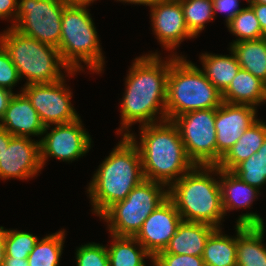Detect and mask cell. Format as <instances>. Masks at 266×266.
<instances>
[{"label":"cell","mask_w":266,"mask_h":266,"mask_svg":"<svg viewBox=\"0 0 266 266\" xmlns=\"http://www.w3.org/2000/svg\"><path fill=\"white\" fill-rule=\"evenodd\" d=\"M189 159L195 165L217 166L215 109L193 110L174 118Z\"/></svg>","instance_id":"obj_9"},{"label":"cell","mask_w":266,"mask_h":266,"mask_svg":"<svg viewBox=\"0 0 266 266\" xmlns=\"http://www.w3.org/2000/svg\"><path fill=\"white\" fill-rule=\"evenodd\" d=\"M215 229L206 223L182 221L168 246L158 253L202 256L205 243Z\"/></svg>","instance_id":"obj_19"},{"label":"cell","mask_w":266,"mask_h":266,"mask_svg":"<svg viewBox=\"0 0 266 266\" xmlns=\"http://www.w3.org/2000/svg\"><path fill=\"white\" fill-rule=\"evenodd\" d=\"M257 112V108L250 105L225 102L215 109L217 165L243 132L258 120Z\"/></svg>","instance_id":"obj_16"},{"label":"cell","mask_w":266,"mask_h":266,"mask_svg":"<svg viewBox=\"0 0 266 266\" xmlns=\"http://www.w3.org/2000/svg\"><path fill=\"white\" fill-rule=\"evenodd\" d=\"M222 101L257 108L266 102V83L240 68L231 84L222 93Z\"/></svg>","instance_id":"obj_21"},{"label":"cell","mask_w":266,"mask_h":266,"mask_svg":"<svg viewBox=\"0 0 266 266\" xmlns=\"http://www.w3.org/2000/svg\"><path fill=\"white\" fill-rule=\"evenodd\" d=\"M153 259L160 266H205L202 256L157 253Z\"/></svg>","instance_id":"obj_34"},{"label":"cell","mask_w":266,"mask_h":266,"mask_svg":"<svg viewBox=\"0 0 266 266\" xmlns=\"http://www.w3.org/2000/svg\"><path fill=\"white\" fill-rule=\"evenodd\" d=\"M264 226L237 224L236 266H266Z\"/></svg>","instance_id":"obj_22"},{"label":"cell","mask_w":266,"mask_h":266,"mask_svg":"<svg viewBox=\"0 0 266 266\" xmlns=\"http://www.w3.org/2000/svg\"><path fill=\"white\" fill-rule=\"evenodd\" d=\"M67 5L63 0H19L12 27L24 35L58 48L63 10Z\"/></svg>","instance_id":"obj_10"},{"label":"cell","mask_w":266,"mask_h":266,"mask_svg":"<svg viewBox=\"0 0 266 266\" xmlns=\"http://www.w3.org/2000/svg\"><path fill=\"white\" fill-rule=\"evenodd\" d=\"M12 135L0 125V159L4 154L5 148L8 147Z\"/></svg>","instance_id":"obj_39"},{"label":"cell","mask_w":266,"mask_h":266,"mask_svg":"<svg viewBox=\"0 0 266 266\" xmlns=\"http://www.w3.org/2000/svg\"><path fill=\"white\" fill-rule=\"evenodd\" d=\"M189 32L197 38L205 24L215 20L212 0H179Z\"/></svg>","instance_id":"obj_29"},{"label":"cell","mask_w":266,"mask_h":266,"mask_svg":"<svg viewBox=\"0 0 266 266\" xmlns=\"http://www.w3.org/2000/svg\"><path fill=\"white\" fill-rule=\"evenodd\" d=\"M13 91L0 87V121L3 119Z\"/></svg>","instance_id":"obj_38"},{"label":"cell","mask_w":266,"mask_h":266,"mask_svg":"<svg viewBox=\"0 0 266 266\" xmlns=\"http://www.w3.org/2000/svg\"><path fill=\"white\" fill-rule=\"evenodd\" d=\"M240 67L266 83V37L230 44Z\"/></svg>","instance_id":"obj_26"},{"label":"cell","mask_w":266,"mask_h":266,"mask_svg":"<svg viewBox=\"0 0 266 266\" xmlns=\"http://www.w3.org/2000/svg\"><path fill=\"white\" fill-rule=\"evenodd\" d=\"M215 175L220 182L222 208L225 216L232 210L250 209L253 201L258 199L260 190L242 181L232 171L219 169L216 166Z\"/></svg>","instance_id":"obj_20"},{"label":"cell","mask_w":266,"mask_h":266,"mask_svg":"<svg viewBox=\"0 0 266 266\" xmlns=\"http://www.w3.org/2000/svg\"><path fill=\"white\" fill-rule=\"evenodd\" d=\"M153 34L165 50H176L185 39L195 38L188 30L179 0H159L150 7Z\"/></svg>","instance_id":"obj_14"},{"label":"cell","mask_w":266,"mask_h":266,"mask_svg":"<svg viewBox=\"0 0 266 266\" xmlns=\"http://www.w3.org/2000/svg\"><path fill=\"white\" fill-rule=\"evenodd\" d=\"M139 127L140 142L136 134L129 133L128 136L139 149L146 180L162 183L169 188L195 166L172 121L164 120Z\"/></svg>","instance_id":"obj_2"},{"label":"cell","mask_w":266,"mask_h":266,"mask_svg":"<svg viewBox=\"0 0 266 266\" xmlns=\"http://www.w3.org/2000/svg\"><path fill=\"white\" fill-rule=\"evenodd\" d=\"M52 126V128L50 125L45 126L43 137L39 139L42 167L46 161L48 162L49 157L72 163V161L83 157L91 149V136L83 128L80 118L70 123ZM48 130L51 131L48 132Z\"/></svg>","instance_id":"obj_12"},{"label":"cell","mask_w":266,"mask_h":266,"mask_svg":"<svg viewBox=\"0 0 266 266\" xmlns=\"http://www.w3.org/2000/svg\"><path fill=\"white\" fill-rule=\"evenodd\" d=\"M231 55L202 53L199 57L203 68L201 71L207 79L223 93L241 68L235 54L229 48Z\"/></svg>","instance_id":"obj_24"},{"label":"cell","mask_w":266,"mask_h":266,"mask_svg":"<svg viewBox=\"0 0 266 266\" xmlns=\"http://www.w3.org/2000/svg\"><path fill=\"white\" fill-rule=\"evenodd\" d=\"M3 266H29L27 259L5 256Z\"/></svg>","instance_id":"obj_41"},{"label":"cell","mask_w":266,"mask_h":266,"mask_svg":"<svg viewBox=\"0 0 266 266\" xmlns=\"http://www.w3.org/2000/svg\"><path fill=\"white\" fill-rule=\"evenodd\" d=\"M76 266H109L107 246L90 242L77 247Z\"/></svg>","instance_id":"obj_32"},{"label":"cell","mask_w":266,"mask_h":266,"mask_svg":"<svg viewBox=\"0 0 266 266\" xmlns=\"http://www.w3.org/2000/svg\"><path fill=\"white\" fill-rule=\"evenodd\" d=\"M167 198V186L144 179L124 200L114 203L100 218L107 223L109 234L135 237L150 213Z\"/></svg>","instance_id":"obj_8"},{"label":"cell","mask_w":266,"mask_h":266,"mask_svg":"<svg viewBox=\"0 0 266 266\" xmlns=\"http://www.w3.org/2000/svg\"><path fill=\"white\" fill-rule=\"evenodd\" d=\"M240 0H212L214 18L219 12L225 13L227 25L243 8H240Z\"/></svg>","instance_id":"obj_35"},{"label":"cell","mask_w":266,"mask_h":266,"mask_svg":"<svg viewBox=\"0 0 266 266\" xmlns=\"http://www.w3.org/2000/svg\"><path fill=\"white\" fill-rule=\"evenodd\" d=\"M68 4H90L94 3V0H63Z\"/></svg>","instance_id":"obj_43"},{"label":"cell","mask_w":266,"mask_h":266,"mask_svg":"<svg viewBox=\"0 0 266 266\" xmlns=\"http://www.w3.org/2000/svg\"><path fill=\"white\" fill-rule=\"evenodd\" d=\"M5 240H6V229L0 226V266H3L5 260Z\"/></svg>","instance_id":"obj_40"},{"label":"cell","mask_w":266,"mask_h":266,"mask_svg":"<svg viewBox=\"0 0 266 266\" xmlns=\"http://www.w3.org/2000/svg\"><path fill=\"white\" fill-rule=\"evenodd\" d=\"M251 2H259L262 4H266V0H252Z\"/></svg>","instance_id":"obj_45"},{"label":"cell","mask_w":266,"mask_h":266,"mask_svg":"<svg viewBox=\"0 0 266 266\" xmlns=\"http://www.w3.org/2000/svg\"><path fill=\"white\" fill-rule=\"evenodd\" d=\"M182 221L175 204L168 197L150 213L135 238L154 257L168 246Z\"/></svg>","instance_id":"obj_15"},{"label":"cell","mask_w":266,"mask_h":266,"mask_svg":"<svg viewBox=\"0 0 266 266\" xmlns=\"http://www.w3.org/2000/svg\"><path fill=\"white\" fill-rule=\"evenodd\" d=\"M176 53L169 55L166 120L193 110L217 109L223 102L222 93L199 67Z\"/></svg>","instance_id":"obj_5"},{"label":"cell","mask_w":266,"mask_h":266,"mask_svg":"<svg viewBox=\"0 0 266 266\" xmlns=\"http://www.w3.org/2000/svg\"><path fill=\"white\" fill-rule=\"evenodd\" d=\"M39 238L29 232L6 229L5 256L28 259Z\"/></svg>","instance_id":"obj_31"},{"label":"cell","mask_w":266,"mask_h":266,"mask_svg":"<svg viewBox=\"0 0 266 266\" xmlns=\"http://www.w3.org/2000/svg\"><path fill=\"white\" fill-rule=\"evenodd\" d=\"M66 77L54 83L23 85L22 92L31 101L44 126L70 123L80 118L71 103L73 93Z\"/></svg>","instance_id":"obj_11"},{"label":"cell","mask_w":266,"mask_h":266,"mask_svg":"<svg viewBox=\"0 0 266 266\" xmlns=\"http://www.w3.org/2000/svg\"><path fill=\"white\" fill-rule=\"evenodd\" d=\"M98 167L86 192L92 213L100 217L114 203L124 200L145 178L139 149L128 135H122Z\"/></svg>","instance_id":"obj_3"},{"label":"cell","mask_w":266,"mask_h":266,"mask_svg":"<svg viewBox=\"0 0 266 266\" xmlns=\"http://www.w3.org/2000/svg\"><path fill=\"white\" fill-rule=\"evenodd\" d=\"M150 261L152 262L151 265H153V266H160L155 259L152 258Z\"/></svg>","instance_id":"obj_44"},{"label":"cell","mask_w":266,"mask_h":266,"mask_svg":"<svg viewBox=\"0 0 266 266\" xmlns=\"http://www.w3.org/2000/svg\"><path fill=\"white\" fill-rule=\"evenodd\" d=\"M42 169L40 142L29 137L12 136L0 159V179L28 180Z\"/></svg>","instance_id":"obj_13"},{"label":"cell","mask_w":266,"mask_h":266,"mask_svg":"<svg viewBox=\"0 0 266 266\" xmlns=\"http://www.w3.org/2000/svg\"><path fill=\"white\" fill-rule=\"evenodd\" d=\"M19 80L21 79L16 66L5 49L0 45V87L13 91V87L17 85Z\"/></svg>","instance_id":"obj_33"},{"label":"cell","mask_w":266,"mask_h":266,"mask_svg":"<svg viewBox=\"0 0 266 266\" xmlns=\"http://www.w3.org/2000/svg\"><path fill=\"white\" fill-rule=\"evenodd\" d=\"M266 138V122L258 119L221 158L217 167L233 171L241 162L255 154Z\"/></svg>","instance_id":"obj_23"},{"label":"cell","mask_w":266,"mask_h":266,"mask_svg":"<svg viewBox=\"0 0 266 266\" xmlns=\"http://www.w3.org/2000/svg\"><path fill=\"white\" fill-rule=\"evenodd\" d=\"M0 45L16 66L20 79L27 80L25 85L59 81L65 77L63 69L66 76L77 74L64 64L58 48L24 35L11 26L0 33Z\"/></svg>","instance_id":"obj_7"},{"label":"cell","mask_w":266,"mask_h":266,"mask_svg":"<svg viewBox=\"0 0 266 266\" xmlns=\"http://www.w3.org/2000/svg\"><path fill=\"white\" fill-rule=\"evenodd\" d=\"M249 6L255 12V15L262 29L263 36L266 37V4H262L259 2H251Z\"/></svg>","instance_id":"obj_37"},{"label":"cell","mask_w":266,"mask_h":266,"mask_svg":"<svg viewBox=\"0 0 266 266\" xmlns=\"http://www.w3.org/2000/svg\"><path fill=\"white\" fill-rule=\"evenodd\" d=\"M236 40L230 44L263 38V32L253 9L248 5L226 25Z\"/></svg>","instance_id":"obj_30"},{"label":"cell","mask_w":266,"mask_h":266,"mask_svg":"<svg viewBox=\"0 0 266 266\" xmlns=\"http://www.w3.org/2000/svg\"><path fill=\"white\" fill-rule=\"evenodd\" d=\"M251 1H252V0H246V2L249 3V5L251 4Z\"/></svg>","instance_id":"obj_46"},{"label":"cell","mask_w":266,"mask_h":266,"mask_svg":"<svg viewBox=\"0 0 266 266\" xmlns=\"http://www.w3.org/2000/svg\"><path fill=\"white\" fill-rule=\"evenodd\" d=\"M128 70L117 135H129L136 123L142 126L166 120L169 57L162 60L157 51L144 54L135 58Z\"/></svg>","instance_id":"obj_1"},{"label":"cell","mask_w":266,"mask_h":266,"mask_svg":"<svg viewBox=\"0 0 266 266\" xmlns=\"http://www.w3.org/2000/svg\"><path fill=\"white\" fill-rule=\"evenodd\" d=\"M111 245L107 247L109 266H146V258L153 256L135 237L110 234Z\"/></svg>","instance_id":"obj_25"},{"label":"cell","mask_w":266,"mask_h":266,"mask_svg":"<svg viewBox=\"0 0 266 266\" xmlns=\"http://www.w3.org/2000/svg\"><path fill=\"white\" fill-rule=\"evenodd\" d=\"M120 2H124V3H130V4H136V5H146L151 7L155 2L159 1V0H117Z\"/></svg>","instance_id":"obj_42"},{"label":"cell","mask_w":266,"mask_h":266,"mask_svg":"<svg viewBox=\"0 0 266 266\" xmlns=\"http://www.w3.org/2000/svg\"><path fill=\"white\" fill-rule=\"evenodd\" d=\"M19 92L11 97L0 125L12 136H42L45 126L40 116L28 97Z\"/></svg>","instance_id":"obj_18"},{"label":"cell","mask_w":266,"mask_h":266,"mask_svg":"<svg viewBox=\"0 0 266 266\" xmlns=\"http://www.w3.org/2000/svg\"><path fill=\"white\" fill-rule=\"evenodd\" d=\"M216 166L195 165L168 188V197L173 201L185 222L206 223L222 228L220 182L214 176ZM213 176V177H212Z\"/></svg>","instance_id":"obj_4"},{"label":"cell","mask_w":266,"mask_h":266,"mask_svg":"<svg viewBox=\"0 0 266 266\" xmlns=\"http://www.w3.org/2000/svg\"><path fill=\"white\" fill-rule=\"evenodd\" d=\"M232 172L250 186L261 189L266 184V138L258 151Z\"/></svg>","instance_id":"obj_28"},{"label":"cell","mask_w":266,"mask_h":266,"mask_svg":"<svg viewBox=\"0 0 266 266\" xmlns=\"http://www.w3.org/2000/svg\"><path fill=\"white\" fill-rule=\"evenodd\" d=\"M236 236L222 233L216 228L208 237L202 254L205 266H236L237 224L247 226H264V220L257 213H243L236 220Z\"/></svg>","instance_id":"obj_17"},{"label":"cell","mask_w":266,"mask_h":266,"mask_svg":"<svg viewBox=\"0 0 266 266\" xmlns=\"http://www.w3.org/2000/svg\"><path fill=\"white\" fill-rule=\"evenodd\" d=\"M65 229L40 238L28 256L29 266H59L65 242Z\"/></svg>","instance_id":"obj_27"},{"label":"cell","mask_w":266,"mask_h":266,"mask_svg":"<svg viewBox=\"0 0 266 266\" xmlns=\"http://www.w3.org/2000/svg\"><path fill=\"white\" fill-rule=\"evenodd\" d=\"M18 0H0V19H11V27L15 24Z\"/></svg>","instance_id":"obj_36"},{"label":"cell","mask_w":266,"mask_h":266,"mask_svg":"<svg viewBox=\"0 0 266 266\" xmlns=\"http://www.w3.org/2000/svg\"><path fill=\"white\" fill-rule=\"evenodd\" d=\"M89 6L68 4L64 8L58 50L70 71H83L84 63L89 71L100 74L104 71L105 57Z\"/></svg>","instance_id":"obj_6"}]
</instances>
